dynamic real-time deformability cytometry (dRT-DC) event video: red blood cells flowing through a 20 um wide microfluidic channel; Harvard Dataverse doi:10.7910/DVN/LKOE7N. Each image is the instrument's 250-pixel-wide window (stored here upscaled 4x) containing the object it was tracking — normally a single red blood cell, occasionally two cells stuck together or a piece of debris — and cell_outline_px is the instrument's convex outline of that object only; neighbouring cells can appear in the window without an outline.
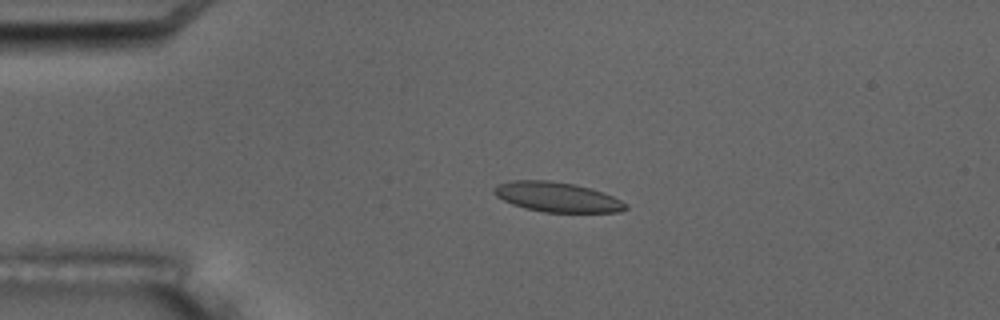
{"species": "common noctule bat (a hibernating species)", "species_latin": "Nyctalus noctula", "temperature_condition": "room temperature", "stored_images_in_passage": 5, "camera_frame_rate_fps": 3000, "um_per_image_px": 0.085, "animal": {"sex": "male", "body_mass_g": 17.5, "forearm_length_mm": 52.3}, "frame": {"image": 1, "passage_image": 4, "time_ms": 3.333, "image_size_px": [1000, 320], "cell_outline_px": [[628, 208], [620, 212], [544, 212], [524, 208], [512, 204], [496, 196], [492, 192], [492, 188], [496, 184], [512, 180], [548, 180], [576, 184], [612, 196], [628, 204]], "centroid_in_image_um": [47.31, 16.74], "position_along_channel_um": 37.7, "area_um2": 22.89}}